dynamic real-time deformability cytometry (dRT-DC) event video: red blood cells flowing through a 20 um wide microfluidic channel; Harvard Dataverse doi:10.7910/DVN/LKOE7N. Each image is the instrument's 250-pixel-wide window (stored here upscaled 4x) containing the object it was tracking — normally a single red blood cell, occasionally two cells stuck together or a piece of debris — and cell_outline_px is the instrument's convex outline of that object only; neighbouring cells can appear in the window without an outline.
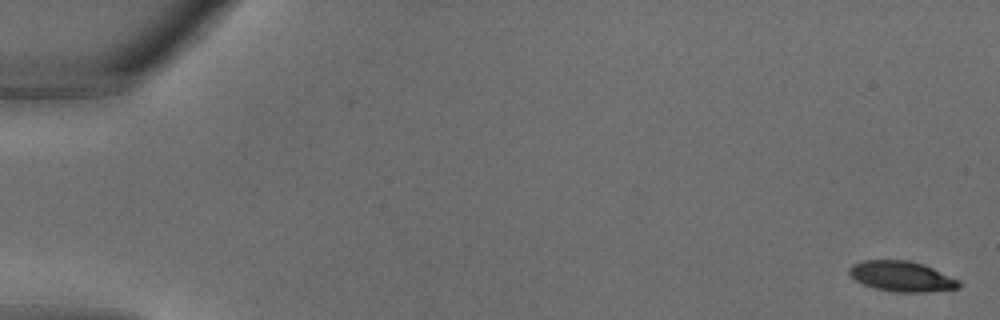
{"species": "common noctule bat (a hibernating species)", "species_latin": "Nyctalus noctula", "temperature_condition": "warm", "stored_images_in_passage": 34, "camera_frame_rate_fps": 3000, "um_per_image_px": 0.085, "animal": {"sex": "male", "body_mass_g": 18.8}, "frame": {"image": 1, "passage_image": 1, "time_ms": 0.0, "image_size_px": [1000, 320], "cell_outline_px": [[960, 288], [928, 292], [896, 292], [876, 288], [864, 284], [856, 280], [848, 272], [848, 268], [852, 264], [864, 260], [908, 260], [924, 264], [960, 280]], "centroid_in_image_um": [76.67, 23.48], "position_along_channel_um": 8.3, "area_um2": 19.42}}
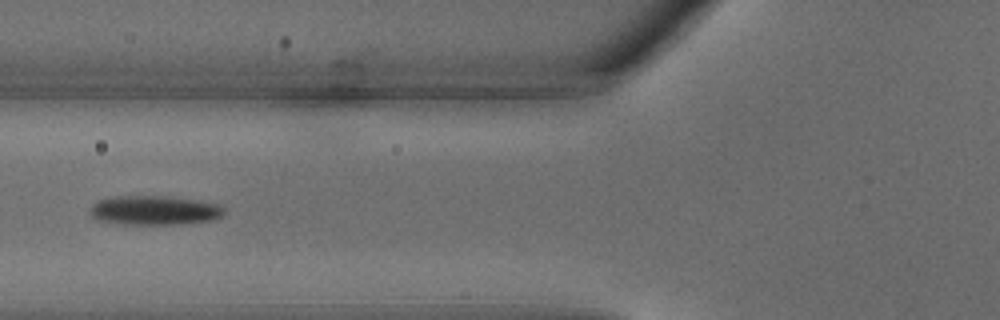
{"frame": {"image": 2, "passage_image": 14, "time_ms": 4.333, "image_size_px": [1000, 320], "cell_outline_px": [[224, 216], [212, 220], [180, 224], [120, 224], [100, 220], [92, 216], [88, 212], [88, 208], [96, 200], [116, 196], [168, 196], [216, 204], [224, 208]], "centroid_in_image_um": [13.07, 17.88], "position_along_channel_um": 112.7, "area_um2": 22.89}}
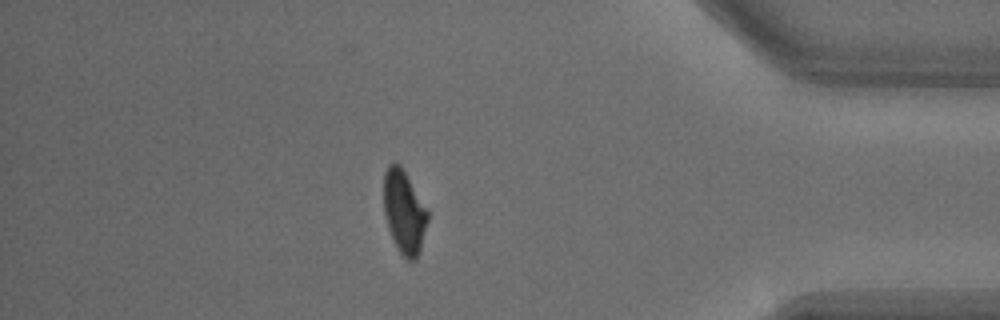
{"frame": {"image": 3, "passage_image": 30, "time_ms": 9.667, "image_size_px": [1000, 320], "cell_outline_px": [[428, 220], [420, 248], [416, 260], [408, 260], [400, 252], [388, 228], [384, 212], [384, 172], [388, 164], [400, 164], [428, 208]], "centroid_in_image_um": [34.36, 17.98], "position_along_channel_um": 400.8, "area_um2": 21.15}}